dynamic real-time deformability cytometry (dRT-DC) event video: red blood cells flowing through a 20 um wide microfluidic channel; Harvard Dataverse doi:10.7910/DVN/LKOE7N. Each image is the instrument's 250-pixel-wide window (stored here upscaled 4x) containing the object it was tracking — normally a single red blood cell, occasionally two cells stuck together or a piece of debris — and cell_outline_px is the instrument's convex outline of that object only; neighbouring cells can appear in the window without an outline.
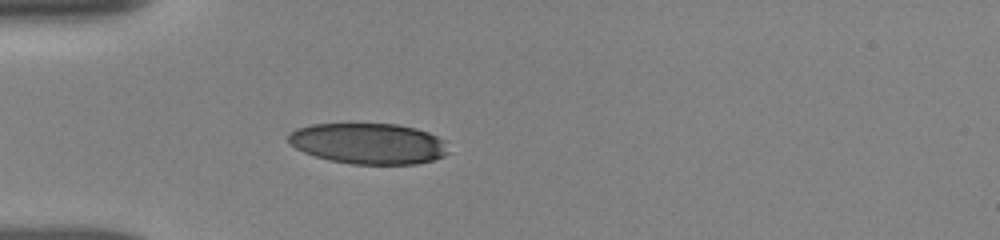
{"species": "human", "species_latin": "Homo sapiens", "temperature_condition": "room temperature", "stored_images_in_passage": 36, "camera_frame_rate_fps": 3000, "um_per_image_px": 0.085, "donor": {"sex": "female"}, "frame": {"image": 1, "passage_image": 1, "time_ms": 0.0, "image_size_px": [1000, 240], "cell_outline_px": [[448, 152], [444, 156], [432, 160], [416, 164], [352, 164], [332, 160], [316, 156], [304, 152], [288, 144], [288, 136], [296, 128], [312, 124], [396, 124], [416, 128], [428, 132], [444, 140]], "centroid_in_image_um": [31.32, 12.2], "position_along_channel_um": 53.7, "area_um2": 37.97}}
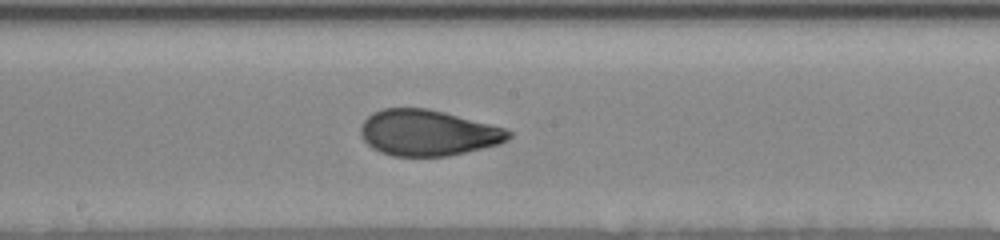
{"frame": {"image": 2, "passage_image": 25, "time_ms": 4.333, "image_size_px": [1000, 240], "cell_outline_px": [[512, 136], [508, 140], [500, 144], [448, 156], [392, 156], [380, 152], [372, 148], [364, 140], [360, 132], [360, 128], [364, 120], [372, 112], [384, 108], [428, 108], [444, 112], [504, 128], [512, 132]], "centroid_in_image_um": [36.36, 11.29], "position_along_channel_um": 211.8, "area_um2": 39.54}}
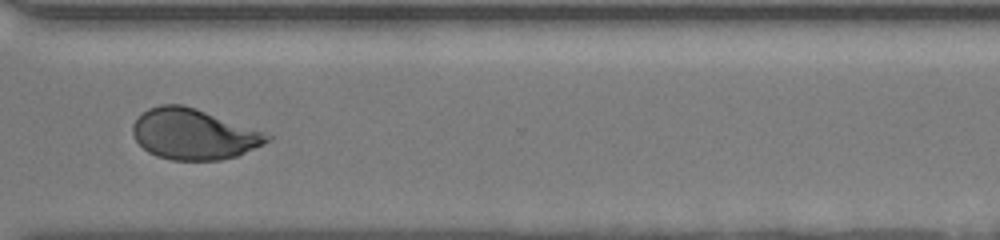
{"frame": {"image": 3, "passage_image": 35, "time_ms": 8.0, "image_size_px": [1000, 240], "cell_outline_px": [[272, 136], [268, 140], [236, 156], [220, 160], [172, 160], [156, 156], [148, 152], [136, 140], [132, 132], [132, 124], [148, 108], [160, 104], [184, 104], [196, 108]], "centroid_in_image_um": [16.37, 11.4], "position_along_channel_um": 354.2, "area_um2": 38.9}}